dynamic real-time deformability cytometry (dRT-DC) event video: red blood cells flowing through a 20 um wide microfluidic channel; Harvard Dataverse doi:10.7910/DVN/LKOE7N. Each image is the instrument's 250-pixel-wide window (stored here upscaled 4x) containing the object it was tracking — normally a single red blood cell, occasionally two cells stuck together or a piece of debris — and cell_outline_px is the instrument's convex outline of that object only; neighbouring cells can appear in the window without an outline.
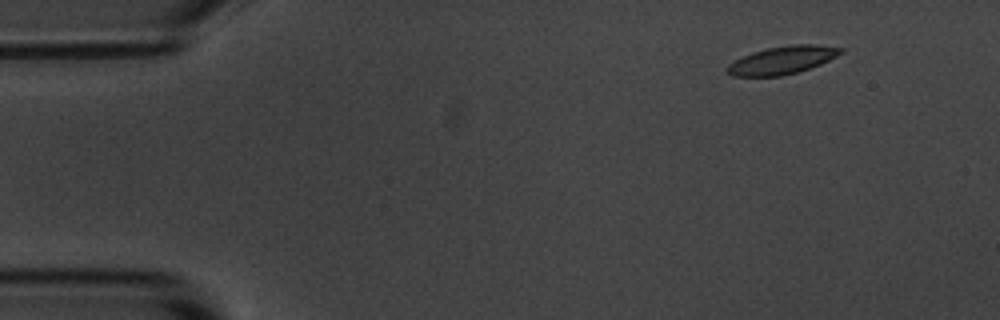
{"species": "common noctule bat (a hibernating species)", "species_latin": "Nyctalus noctula", "temperature_condition": "room temperature", "stored_images_in_passage": 3, "camera_frame_rate_fps": 3000, "um_per_image_px": 0.085, "animal": {"sex": "male", "body_mass_g": 20.1, "forearm_length_mm": 53.5}, "frame": {"image": 1, "passage_image": 1, "time_ms": 0.0, "image_size_px": [1000, 320], "cell_outline_px": [[844, 52], [820, 64], [796, 72], [780, 76], [732, 76], [724, 72], [724, 68], [728, 64], [752, 52], [768, 48], [792, 44], [816, 44], [844, 48]], "centroid_in_image_um": [66.47, 5.11], "position_along_channel_um": 18.5, "area_um2": 18.38}}
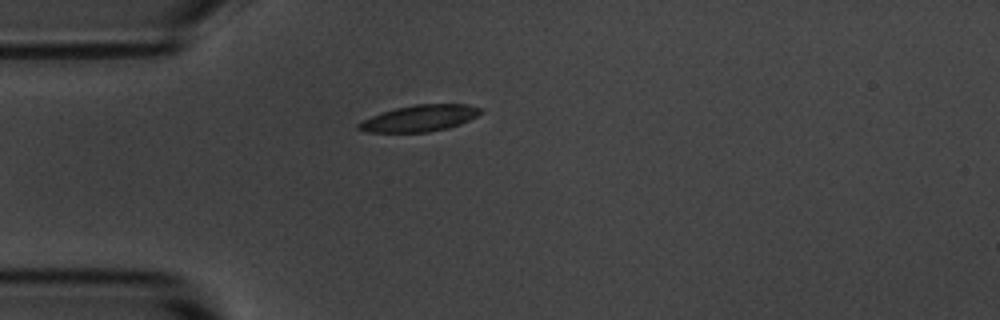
{"frame": {"image": 2, "passage_image": 3, "time_ms": 3.0, "image_size_px": [1000, 320], "cell_outline_px": [[484, 112], [460, 124], [428, 132], [368, 132], [356, 128], [356, 124], [372, 116], [396, 108], [416, 104], [464, 104], [484, 108]], "centroid_in_image_um": [35.69, 10.04], "position_along_channel_um": 49.3, "area_um2": 18.55}}